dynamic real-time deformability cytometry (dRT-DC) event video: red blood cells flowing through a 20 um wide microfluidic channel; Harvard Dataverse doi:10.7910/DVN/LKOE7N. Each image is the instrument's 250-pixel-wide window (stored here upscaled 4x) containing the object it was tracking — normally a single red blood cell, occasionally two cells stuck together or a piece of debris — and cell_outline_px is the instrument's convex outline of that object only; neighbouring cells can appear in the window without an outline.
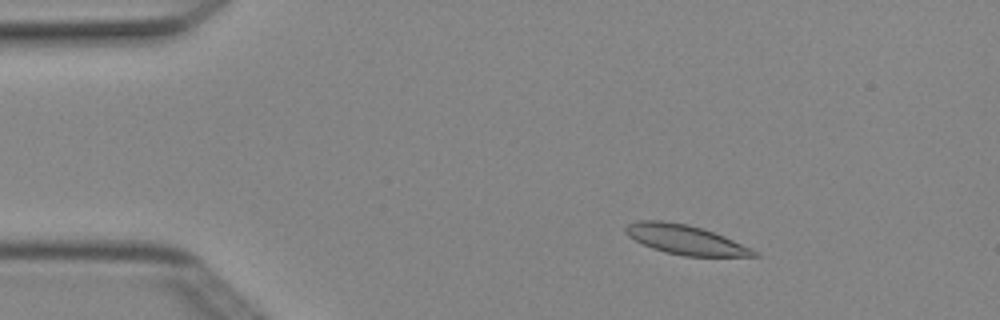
{"species": "Egyptian fruit bat (a non-hibernating species)", "species_latin": "Rousettus aegyptiacus", "temperature_condition": "cold", "stored_images_in_passage": 5, "camera_frame_rate_fps": 3000, "um_per_image_px": 0.085, "animal": {"sex": "female"}, "frame": {"image": 1, "passage_image": 2, "time_ms": 0.333, "image_size_px": [1000, 320], "cell_outline_px": [[760, 256], [684, 256], [664, 252], [652, 248], [628, 236], [624, 232], [624, 228], [628, 224], [636, 220], [664, 220], [688, 224], [704, 228], [724, 236], [752, 248], [760, 252]], "centroid_in_image_um": [58.26, 20.36], "position_along_channel_um": 26.7, "area_um2": 22.25}}
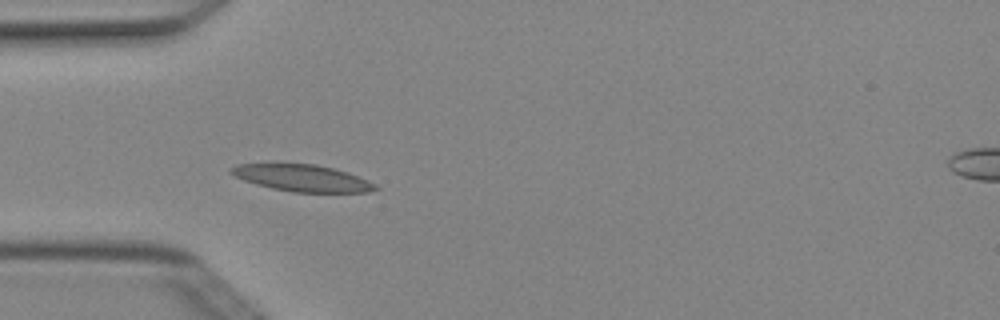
{"frame": {"image": 2, "passage_image": 4, "time_ms": 1.0, "image_size_px": [1000, 320], "cell_outline_px": [[380, 188], [368, 192], [292, 192], [272, 188], [256, 184], [244, 180], [228, 172], [228, 168], [236, 164], [316, 164], [348, 172], [368, 180], [376, 184]], "centroid_in_image_um": [25.69, 15.13], "position_along_channel_um": 59.3, "area_um2": 22.43}}